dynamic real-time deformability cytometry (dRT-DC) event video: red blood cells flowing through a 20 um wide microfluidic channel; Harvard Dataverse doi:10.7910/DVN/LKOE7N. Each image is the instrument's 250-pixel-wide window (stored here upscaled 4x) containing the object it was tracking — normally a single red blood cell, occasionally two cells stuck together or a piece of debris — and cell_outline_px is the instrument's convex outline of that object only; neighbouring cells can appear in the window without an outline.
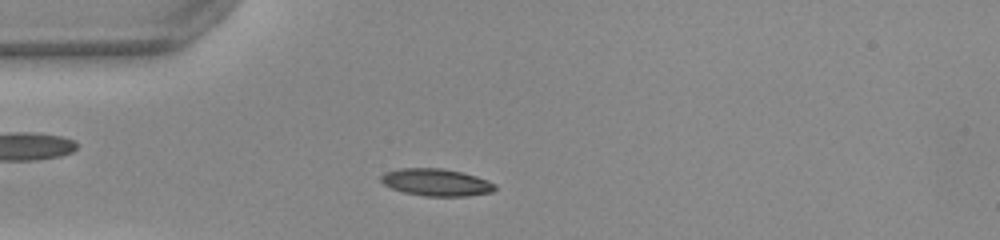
{"species": "common noctule bat (a hibernating species)", "species_latin": "Nyctalus noctula", "temperature_condition": "warm", "stored_images_in_passage": 30, "camera_frame_rate_fps": 3000, "um_per_image_px": 0.085, "animal": {"sex": "female", "body_mass_g": 22.0, "forearm_length_mm": 56.7}, "frame": {"image": 1, "passage_image": 3, "time_ms": 0.667, "image_size_px": [1000, 240], "cell_outline_px": [[496, 188], [492, 192], [468, 196], [424, 196], [404, 192], [392, 188], [384, 184], [380, 180], [380, 176], [384, 172], [400, 168], [440, 168], [460, 172], [476, 176], [488, 180], [496, 184]], "centroid_in_image_um": [37.08, 15.5], "position_along_channel_um": 47.9, "area_um2": 18.09}}
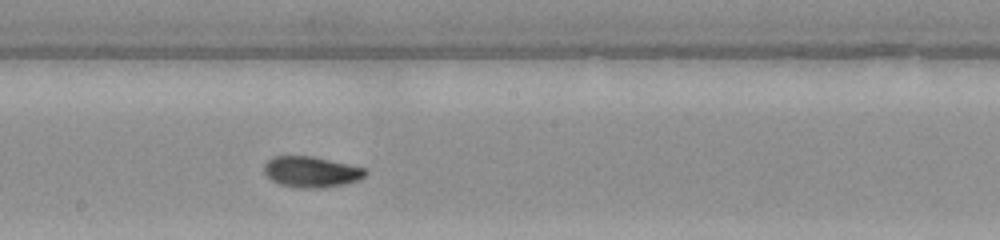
{"frame": {"image": 2, "passage_image": 17, "time_ms": 5.333, "image_size_px": [1000, 240], "cell_outline_px": [[368, 172], [360, 180], [344, 184], [324, 188], [296, 188], [280, 184], [272, 180], [264, 172], [264, 164], [272, 156], [312, 156], [368, 168]], "centroid_in_image_um": [26.49, 14.61], "position_along_channel_um": 221.7, "area_um2": 18.44}}
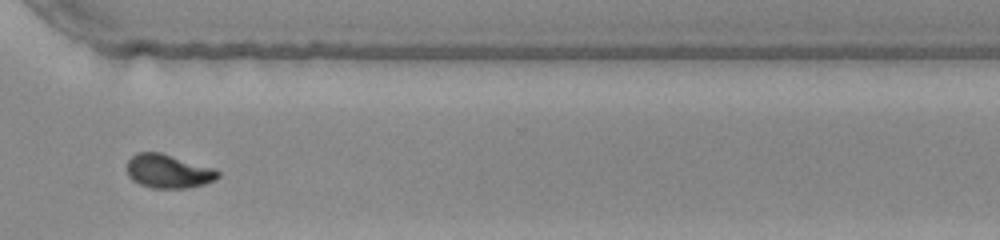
{"frame": {"image": 3, "passage_image": 27, "time_ms": 8.667, "image_size_px": [1000, 240], "cell_outline_px": [[220, 176], [216, 180], [204, 184], [188, 188], [152, 188], [140, 184], [132, 180], [128, 176], [128, 160], [136, 152], [160, 152], [216, 168], [220, 172]], "centroid_in_image_um": [14.35, 14.55], "position_along_channel_um": 356.3, "area_um2": 18.09}, "authors_computed_cell_mechanics": {"area_um2": 18.1781, "velocity_mm_per_s": 4.0267, "shape_relaxation_time_tau1_ms": 3.8819, "shape_relaxation_time_tau2_ms": 0.8899, "deformation_change_tau1": 0.1923, "deformation_change_tau2": 0.0464}}